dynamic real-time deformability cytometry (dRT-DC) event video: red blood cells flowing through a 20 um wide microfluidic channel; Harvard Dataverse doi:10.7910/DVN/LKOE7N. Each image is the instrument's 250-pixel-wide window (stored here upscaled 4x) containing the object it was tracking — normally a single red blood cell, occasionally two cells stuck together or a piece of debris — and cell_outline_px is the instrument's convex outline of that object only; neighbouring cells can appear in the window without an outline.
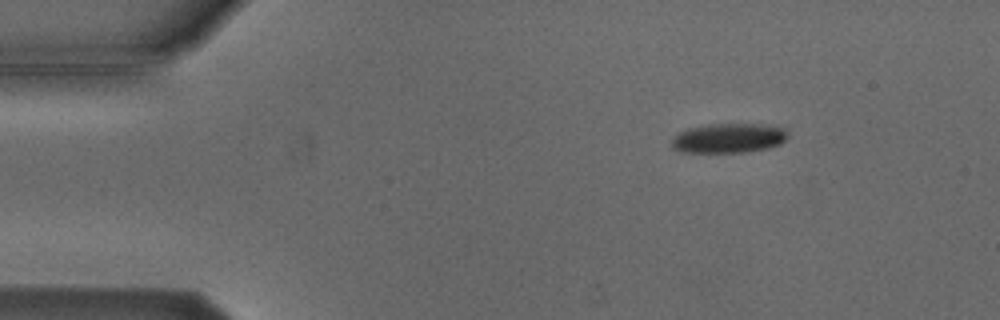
{"species": "Egyptian fruit bat (a non-hibernating species)", "species_latin": "Rousettus aegyptiacus", "temperature_condition": "cold", "stored_images_in_passage": 4, "camera_frame_rate_fps": 3000, "um_per_image_px": 0.085, "animal": {"sex": "male"}, "frame": {"image": 1, "passage_image": 1, "time_ms": 0.0, "image_size_px": [1000, 320], "cell_outline_px": [[788, 136], [780, 144], [768, 148], [744, 152], [680, 152], [672, 148], [672, 136], [688, 128], [712, 124], [760, 124], [784, 128], [788, 132]], "centroid_in_image_um": [61.92, 11.74], "position_along_channel_um": 23.1, "area_um2": 20.0}}
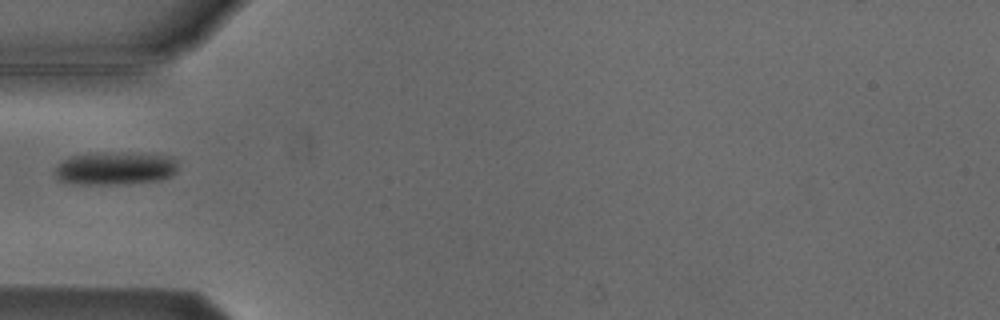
{"frame": {"image": 2, "passage_image": 4, "time_ms": 3.333, "image_size_px": [1000, 320], "cell_outline_px": [[176, 172], [172, 176], [160, 180], [124, 184], [72, 184], [56, 180], [56, 164], [68, 156], [88, 152], [104, 152], [172, 156], [176, 160]], "centroid_in_image_um": [9.72, 14.31], "position_along_channel_um": 75.3, "area_um2": 24.04}}